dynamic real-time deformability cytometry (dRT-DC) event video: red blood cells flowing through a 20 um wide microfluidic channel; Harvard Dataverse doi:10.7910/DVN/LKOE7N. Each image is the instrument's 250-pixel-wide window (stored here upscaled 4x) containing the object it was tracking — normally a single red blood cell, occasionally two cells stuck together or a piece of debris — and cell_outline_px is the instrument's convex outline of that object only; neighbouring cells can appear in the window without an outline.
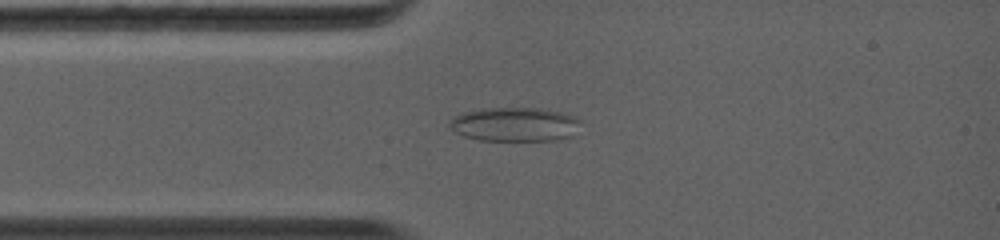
{"species": "common noctule bat (a hibernating species)", "species_latin": "Nyctalus noctula", "temperature_condition": "warm", "stored_images_in_passage": 57, "camera_frame_rate_fps": 5000, "um_per_image_px": 0.085, "animal": {"sex": "female", "body_mass_g": 19.0, "forearm_length_mm": 56.7}, "frame": {"image": 1, "passage_image": 6, "time_ms": 2.0, "image_size_px": [1000, 240], "cell_outline_px": [[580, 120], [568, 136], [556, 140], [480, 140], [464, 136], [456, 132], [448, 124], [448, 120], [452, 116], [464, 112], [484, 108], [540, 108], [560, 112], [572, 116]], "centroid_in_image_um": [43.64, 10.56], "position_along_channel_um": 41.4, "area_um2": 25.55}}
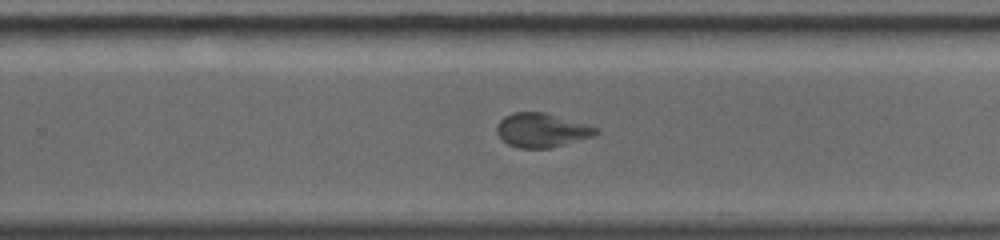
{"frame": {"image": 2, "passage_image": 29, "time_ms": 7.8, "image_size_px": [1000, 240], "cell_outline_px": [[600, 132], [596, 136], [552, 148], [520, 148], [508, 144], [496, 132], [496, 124], [504, 116], [512, 112], [544, 112], [588, 124], [600, 128]], "centroid_in_image_um": [46.1, 11.06], "position_along_channel_um": 283.7, "area_um2": 20.0}}
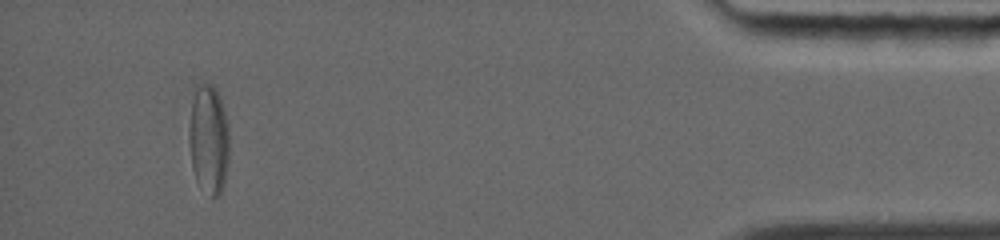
{"frame": {"image": 3, "passage_image": 57, "time_ms": 12.8, "image_size_px": [1000, 240], "cell_outline_px": [[228, 160], [224, 184], [220, 192], [212, 200], [196, 180], [192, 168], [188, 140], [188, 132], [192, 100], [196, 88], [216, 88], [224, 112], [228, 128]], "centroid_in_image_um": [17.72, 11.96], "position_along_channel_um": 417.5, "area_um2": 25.14}, "authors_computed_cell_mechanics": {"area_um2": 20.4612, "velocity_mm_per_s": 4.2298, "shape_relaxation_time_tau1_ms": null, "shape_relaxation_time_tau2_ms": 1.1081, "deformation_change_tau1": null, "deformation_change_tau2": 0.0683}}